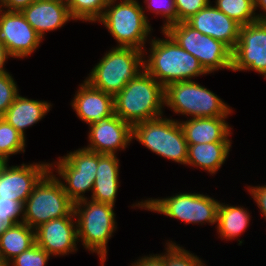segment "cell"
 I'll return each mask as SVG.
<instances>
[{
	"mask_svg": "<svg viewBox=\"0 0 266 266\" xmlns=\"http://www.w3.org/2000/svg\"><path fill=\"white\" fill-rule=\"evenodd\" d=\"M161 33L166 39L151 37L148 42L149 51L144 50V70L148 74L164 88L173 82L193 80L201 75H208L197 58L180 47L167 32L161 30Z\"/></svg>",
	"mask_w": 266,
	"mask_h": 266,
	"instance_id": "cell-1",
	"label": "cell"
},
{
	"mask_svg": "<svg viewBox=\"0 0 266 266\" xmlns=\"http://www.w3.org/2000/svg\"><path fill=\"white\" fill-rule=\"evenodd\" d=\"M165 88L144 69L114 96V114L131 126L164 115Z\"/></svg>",
	"mask_w": 266,
	"mask_h": 266,
	"instance_id": "cell-2",
	"label": "cell"
},
{
	"mask_svg": "<svg viewBox=\"0 0 266 266\" xmlns=\"http://www.w3.org/2000/svg\"><path fill=\"white\" fill-rule=\"evenodd\" d=\"M142 7L138 0L108 1L102 17L97 22L103 24L116 40V47L145 50L153 28Z\"/></svg>",
	"mask_w": 266,
	"mask_h": 266,
	"instance_id": "cell-3",
	"label": "cell"
},
{
	"mask_svg": "<svg viewBox=\"0 0 266 266\" xmlns=\"http://www.w3.org/2000/svg\"><path fill=\"white\" fill-rule=\"evenodd\" d=\"M114 207L89 198L74 203L78 242L99 256L101 266L107 259L109 239L117 229Z\"/></svg>",
	"mask_w": 266,
	"mask_h": 266,
	"instance_id": "cell-4",
	"label": "cell"
},
{
	"mask_svg": "<svg viewBox=\"0 0 266 266\" xmlns=\"http://www.w3.org/2000/svg\"><path fill=\"white\" fill-rule=\"evenodd\" d=\"M132 47H112L85 78L91 86L115 96L143 69V55Z\"/></svg>",
	"mask_w": 266,
	"mask_h": 266,
	"instance_id": "cell-5",
	"label": "cell"
},
{
	"mask_svg": "<svg viewBox=\"0 0 266 266\" xmlns=\"http://www.w3.org/2000/svg\"><path fill=\"white\" fill-rule=\"evenodd\" d=\"M220 201L206 194L178 192L164 198H147L134 203L131 207L160 213L186 224H217Z\"/></svg>",
	"mask_w": 266,
	"mask_h": 266,
	"instance_id": "cell-6",
	"label": "cell"
},
{
	"mask_svg": "<svg viewBox=\"0 0 266 266\" xmlns=\"http://www.w3.org/2000/svg\"><path fill=\"white\" fill-rule=\"evenodd\" d=\"M164 98L167 109L187 119L229 117L233 113L230 105L193 80L170 83L165 87Z\"/></svg>",
	"mask_w": 266,
	"mask_h": 266,
	"instance_id": "cell-7",
	"label": "cell"
},
{
	"mask_svg": "<svg viewBox=\"0 0 266 266\" xmlns=\"http://www.w3.org/2000/svg\"><path fill=\"white\" fill-rule=\"evenodd\" d=\"M132 139L156 155L186 166L188 143L178 120L162 116L137 123L132 126Z\"/></svg>",
	"mask_w": 266,
	"mask_h": 266,
	"instance_id": "cell-8",
	"label": "cell"
},
{
	"mask_svg": "<svg viewBox=\"0 0 266 266\" xmlns=\"http://www.w3.org/2000/svg\"><path fill=\"white\" fill-rule=\"evenodd\" d=\"M65 216H75L69 198L54 172H48L34 187L24 203L23 222L34 230L40 225Z\"/></svg>",
	"mask_w": 266,
	"mask_h": 266,
	"instance_id": "cell-9",
	"label": "cell"
},
{
	"mask_svg": "<svg viewBox=\"0 0 266 266\" xmlns=\"http://www.w3.org/2000/svg\"><path fill=\"white\" fill-rule=\"evenodd\" d=\"M164 31L180 47L197 58L208 74L219 69L231 70L232 50L222 41L202 34L186 21L171 24Z\"/></svg>",
	"mask_w": 266,
	"mask_h": 266,
	"instance_id": "cell-10",
	"label": "cell"
},
{
	"mask_svg": "<svg viewBox=\"0 0 266 266\" xmlns=\"http://www.w3.org/2000/svg\"><path fill=\"white\" fill-rule=\"evenodd\" d=\"M250 70L266 79V21L241 26L239 39L232 50L231 71Z\"/></svg>",
	"mask_w": 266,
	"mask_h": 266,
	"instance_id": "cell-11",
	"label": "cell"
},
{
	"mask_svg": "<svg viewBox=\"0 0 266 266\" xmlns=\"http://www.w3.org/2000/svg\"><path fill=\"white\" fill-rule=\"evenodd\" d=\"M42 40L20 11L0 8V43L11 58L24 59L32 55Z\"/></svg>",
	"mask_w": 266,
	"mask_h": 266,
	"instance_id": "cell-12",
	"label": "cell"
},
{
	"mask_svg": "<svg viewBox=\"0 0 266 266\" xmlns=\"http://www.w3.org/2000/svg\"><path fill=\"white\" fill-rule=\"evenodd\" d=\"M89 126L86 150L100 154H116L124 151L132 139V126L114 113Z\"/></svg>",
	"mask_w": 266,
	"mask_h": 266,
	"instance_id": "cell-13",
	"label": "cell"
},
{
	"mask_svg": "<svg viewBox=\"0 0 266 266\" xmlns=\"http://www.w3.org/2000/svg\"><path fill=\"white\" fill-rule=\"evenodd\" d=\"M36 244L51 257L76 253L77 222L75 216L52 219L35 229Z\"/></svg>",
	"mask_w": 266,
	"mask_h": 266,
	"instance_id": "cell-14",
	"label": "cell"
},
{
	"mask_svg": "<svg viewBox=\"0 0 266 266\" xmlns=\"http://www.w3.org/2000/svg\"><path fill=\"white\" fill-rule=\"evenodd\" d=\"M49 171L48 162L8 164L0 177V198L25 203L34 187Z\"/></svg>",
	"mask_w": 266,
	"mask_h": 266,
	"instance_id": "cell-15",
	"label": "cell"
},
{
	"mask_svg": "<svg viewBox=\"0 0 266 266\" xmlns=\"http://www.w3.org/2000/svg\"><path fill=\"white\" fill-rule=\"evenodd\" d=\"M213 2L192 15L186 22L204 35L222 41L231 50L237 44L241 25L217 9Z\"/></svg>",
	"mask_w": 266,
	"mask_h": 266,
	"instance_id": "cell-16",
	"label": "cell"
},
{
	"mask_svg": "<svg viewBox=\"0 0 266 266\" xmlns=\"http://www.w3.org/2000/svg\"><path fill=\"white\" fill-rule=\"evenodd\" d=\"M20 12L42 39L47 32L74 21L65 0H35Z\"/></svg>",
	"mask_w": 266,
	"mask_h": 266,
	"instance_id": "cell-17",
	"label": "cell"
},
{
	"mask_svg": "<svg viewBox=\"0 0 266 266\" xmlns=\"http://www.w3.org/2000/svg\"><path fill=\"white\" fill-rule=\"evenodd\" d=\"M78 118L88 125L114 113V96L83 81L70 104Z\"/></svg>",
	"mask_w": 266,
	"mask_h": 266,
	"instance_id": "cell-18",
	"label": "cell"
},
{
	"mask_svg": "<svg viewBox=\"0 0 266 266\" xmlns=\"http://www.w3.org/2000/svg\"><path fill=\"white\" fill-rule=\"evenodd\" d=\"M228 117H200L179 121L188 144L232 142Z\"/></svg>",
	"mask_w": 266,
	"mask_h": 266,
	"instance_id": "cell-19",
	"label": "cell"
},
{
	"mask_svg": "<svg viewBox=\"0 0 266 266\" xmlns=\"http://www.w3.org/2000/svg\"><path fill=\"white\" fill-rule=\"evenodd\" d=\"M119 159L116 154L98 153V167L89 199L115 206L119 189Z\"/></svg>",
	"mask_w": 266,
	"mask_h": 266,
	"instance_id": "cell-20",
	"label": "cell"
},
{
	"mask_svg": "<svg viewBox=\"0 0 266 266\" xmlns=\"http://www.w3.org/2000/svg\"><path fill=\"white\" fill-rule=\"evenodd\" d=\"M51 107L50 102L29 99L19 93L2 117L26 138L25 130L41 121Z\"/></svg>",
	"mask_w": 266,
	"mask_h": 266,
	"instance_id": "cell-21",
	"label": "cell"
},
{
	"mask_svg": "<svg viewBox=\"0 0 266 266\" xmlns=\"http://www.w3.org/2000/svg\"><path fill=\"white\" fill-rule=\"evenodd\" d=\"M232 142L188 144L187 166L197 167L215 175L230 154Z\"/></svg>",
	"mask_w": 266,
	"mask_h": 266,
	"instance_id": "cell-22",
	"label": "cell"
},
{
	"mask_svg": "<svg viewBox=\"0 0 266 266\" xmlns=\"http://www.w3.org/2000/svg\"><path fill=\"white\" fill-rule=\"evenodd\" d=\"M57 160L54 163L49 162V169L50 172L56 170L57 174L54 176L59 180L69 198L74 203L89 198L85 196V193L91 191L92 194L96 175L79 174L63 157H59Z\"/></svg>",
	"mask_w": 266,
	"mask_h": 266,
	"instance_id": "cell-23",
	"label": "cell"
},
{
	"mask_svg": "<svg viewBox=\"0 0 266 266\" xmlns=\"http://www.w3.org/2000/svg\"><path fill=\"white\" fill-rule=\"evenodd\" d=\"M248 208L220 202L217 216V234L221 240H234L242 235L250 224Z\"/></svg>",
	"mask_w": 266,
	"mask_h": 266,
	"instance_id": "cell-24",
	"label": "cell"
},
{
	"mask_svg": "<svg viewBox=\"0 0 266 266\" xmlns=\"http://www.w3.org/2000/svg\"><path fill=\"white\" fill-rule=\"evenodd\" d=\"M36 243L35 230L24 222L10 226L0 236V256L7 262Z\"/></svg>",
	"mask_w": 266,
	"mask_h": 266,
	"instance_id": "cell-25",
	"label": "cell"
},
{
	"mask_svg": "<svg viewBox=\"0 0 266 266\" xmlns=\"http://www.w3.org/2000/svg\"><path fill=\"white\" fill-rule=\"evenodd\" d=\"M213 4L241 26L258 21L254 0H215Z\"/></svg>",
	"mask_w": 266,
	"mask_h": 266,
	"instance_id": "cell-26",
	"label": "cell"
},
{
	"mask_svg": "<svg viewBox=\"0 0 266 266\" xmlns=\"http://www.w3.org/2000/svg\"><path fill=\"white\" fill-rule=\"evenodd\" d=\"M74 21L96 23L103 15L109 0H65Z\"/></svg>",
	"mask_w": 266,
	"mask_h": 266,
	"instance_id": "cell-27",
	"label": "cell"
},
{
	"mask_svg": "<svg viewBox=\"0 0 266 266\" xmlns=\"http://www.w3.org/2000/svg\"><path fill=\"white\" fill-rule=\"evenodd\" d=\"M26 138L0 117V151L9 159L11 155L25 153Z\"/></svg>",
	"mask_w": 266,
	"mask_h": 266,
	"instance_id": "cell-28",
	"label": "cell"
},
{
	"mask_svg": "<svg viewBox=\"0 0 266 266\" xmlns=\"http://www.w3.org/2000/svg\"><path fill=\"white\" fill-rule=\"evenodd\" d=\"M165 246V252L159 255L165 260L166 266H206L205 261L176 242L167 240Z\"/></svg>",
	"mask_w": 266,
	"mask_h": 266,
	"instance_id": "cell-29",
	"label": "cell"
},
{
	"mask_svg": "<svg viewBox=\"0 0 266 266\" xmlns=\"http://www.w3.org/2000/svg\"><path fill=\"white\" fill-rule=\"evenodd\" d=\"M79 174L96 175L98 153L79 148L62 156Z\"/></svg>",
	"mask_w": 266,
	"mask_h": 266,
	"instance_id": "cell-30",
	"label": "cell"
},
{
	"mask_svg": "<svg viewBox=\"0 0 266 266\" xmlns=\"http://www.w3.org/2000/svg\"><path fill=\"white\" fill-rule=\"evenodd\" d=\"M146 4L143 11H150L164 19L161 29L165 30L169 25L177 23V9L174 0H144ZM145 9V10H144Z\"/></svg>",
	"mask_w": 266,
	"mask_h": 266,
	"instance_id": "cell-31",
	"label": "cell"
},
{
	"mask_svg": "<svg viewBox=\"0 0 266 266\" xmlns=\"http://www.w3.org/2000/svg\"><path fill=\"white\" fill-rule=\"evenodd\" d=\"M51 256L36 243L8 262V266H46Z\"/></svg>",
	"mask_w": 266,
	"mask_h": 266,
	"instance_id": "cell-32",
	"label": "cell"
},
{
	"mask_svg": "<svg viewBox=\"0 0 266 266\" xmlns=\"http://www.w3.org/2000/svg\"><path fill=\"white\" fill-rule=\"evenodd\" d=\"M17 82L12 74L0 76V117H2L19 94Z\"/></svg>",
	"mask_w": 266,
	"mask_h": 266,
	"instance_id": "cell-33",
	"label": "cell"
},
{
	"mask_svg": "<svg viewBox=\"0 0 266 266\" xmlns=\"http://www.w3.org/2000/svg\"><path fill=\"white\" fill-rule=\"evenodd\" d=\"M177 9V23L188 20L199 10L205 8L210 0H174Z\"/></svg>",
	"mask_w": 266,
	"mask_h": 266,
	"instance_id": "cell-34",
	"label": "cell"
},
{
	"mask_svg": "<svg viewBox=\"0 0 266 266\" xmlns=\"http://www.w3.org/2000/svg\"><path fill=\"white\" fill-rule=\"evenodd\" d=\"M0 216L9 217L15 224L23 222L24 203L22 201L0 198Z\"/></svg>",
	"mask_w": 266,
	"mask_h": 266,
	"instance_id": "cell-35",
	"label": "cell"
},
{
	"mask_svg": "<svg viewBox=\"0 0 266 266\" xmlns=\"http://www.w3.org/2000/svg\"><path fill=\"white\" fill-rule=\"evenodd\" d=\"M247 191L249 192L251 198L257 204V207L262 214V217L266 220V185L260 186H247Z\"/></svg>",
	"mask_w": 266,
	"mask_h": 266,
	"instance_id": "cell-36",
	"label": "cell"
},
{
	"mask_svg": "<svg viewBox=\"0 0 266 266\" xmlns=\"http://www.w3.org/2000/svg\"><path fill=\"white\" fill-rule=\"evenodd\" d=\"M131 266H166V263L159 254H149L139 257Z\"/></svg>",
	"mask_w": 266,
	"mask_h": 266,
	"instance_id": "cell-37",
	"label": "cell"
},
{
	"mask_svg": "<svg viewBox=\"0 0 266 266\" xmlns=\"http://www.w3.org/2000/svg\"><path fill=\"white\" fill-rule=\"evenodd\" d=\"M35 0H1L0 8L6 11H21Z\"/></svg>",
	"mask_w": 266,
	"mask_h": 266,
	"instance_id": "cell-38",
	"label": "cell"
},
{
	"mask_svg": "<svg viewBox=\"0 0 266 266\" xmlns=\"http://www.w3.org/2000/svg\"><path fill=\"white\" fill-rule=\"evenodd\" d=\"M9 57L11 56L8 54L4 45L0 43V76L9 73L7 69L4 68L6 66L5 63Z\"/></svg>",
	"mask_w": 266,
	"mask_h": 266,
	"instance_id": "cell-39",
	"label": "cell"
},
{
	"mask_svg": "<svg viewBox=\"0 0 266 266\" xmlns=\"http://www.w3.org/2000/svg\"><path fill=\"white\" fill-rule=\"evenodd\" d=\"M255 12L261 10L263 13H256L258 21H266V0H254Z\"/></svg>",
	"mask_w": 266,
	"mask_h": 266,
	"instance_id": "cell-40",
	"label": "cell"
},
{
	"mask_svg": "<svg viewBox=\"0 0 266 266\" xmlns=\"http://www.w3.org/2000/svg\"><path fill=\"white\" fill-rule=\"evenodd\" d=\"M15 223L9 217L0 216V236Z\"/></svg>",
	"mask_w": 266,
	"mask_h": 266,
	"instance_id": "cell-41",
	"label": "cell"
},
{
	"mask_svg": "<svg viewBox=\"0 0 266 266\" xmlns=\"http://www.w3.org/2000/svg\"><path fill=\"white\" fill-rule=\"evenodd\" d=\"M8 162H9V159H0V177L3 171L5 170V168L7 167Z\"/></svg>",
	"mask_w": 266,
	"mask_h": 266,
	"instance_id": "cell-42",
	"label": "cell"
},
{
	"mask_svg": "<svg viewBox=\"0 0 266 266\" xmlns=\"http://www.w3.org/2000/svg\"><path fill=\"white\" fill-rule=\"evenodd\" d=\"M0 266H8V262L0 256Z\"/></svg>",
	"mask_w": 266,
	"mask_h": 266,
	"instance_id": "cell-43",
	"label": "cell"
},
{
	"mask_svg": "<svg viewBox=\"0 0 266 266\" xmlns=\"http://www.w3.org/2000/svg\"><path fill=\"white\" fill-rule=\"evenodd\" d=\"M0 159H8V158L0 151Z\"/></svg>",
	"mask_w": 266,
	"mask_h": 266,
	"instance_id": "cell-44",
	"label": "cell"
}]
</instances>
